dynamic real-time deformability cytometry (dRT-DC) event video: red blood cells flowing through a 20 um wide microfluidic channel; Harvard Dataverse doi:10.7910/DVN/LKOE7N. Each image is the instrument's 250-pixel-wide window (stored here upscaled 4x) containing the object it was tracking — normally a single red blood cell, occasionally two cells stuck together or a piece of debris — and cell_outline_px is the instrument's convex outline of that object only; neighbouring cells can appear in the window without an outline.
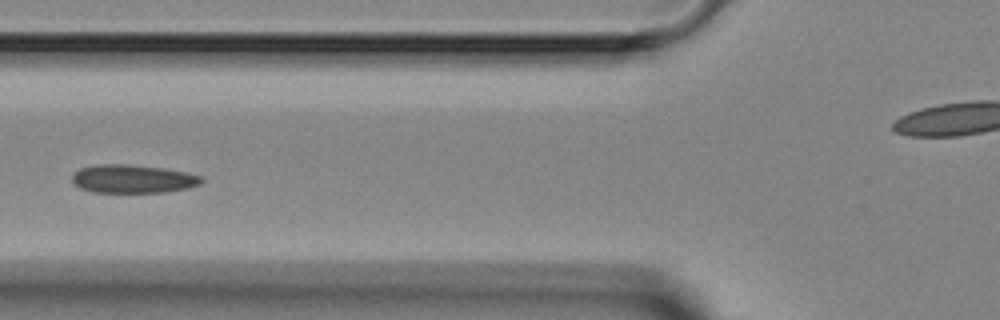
{"species": "Egyptian fruit bat (a non-hibernating species)", "species_latin": "Rousettus aegyptiacus", "temperature_condition": "room temperature", "stored_images_in_passage": 3, "camera_frame_rate_fps": 3000, "um_per_image_px": 0.085, "animal": {"sex": "female"}, "frame": {"image": 1, "passage_image": 3, "time_ms": 2.333, "image_size_px": [1000, 320], "cell_outline_px": [[204, 180], [200, 184], [188, 188], [164, 192], [92, 192], [80, 188], [72, 180], [72, 176], [80, 168], [96, 164], [128, 164], [164, 168], [204, 176]], "centroid_in_image_um": [11.31, 15.2], "position_along_channel_um": 114.5, "area_um2": 21.39}}